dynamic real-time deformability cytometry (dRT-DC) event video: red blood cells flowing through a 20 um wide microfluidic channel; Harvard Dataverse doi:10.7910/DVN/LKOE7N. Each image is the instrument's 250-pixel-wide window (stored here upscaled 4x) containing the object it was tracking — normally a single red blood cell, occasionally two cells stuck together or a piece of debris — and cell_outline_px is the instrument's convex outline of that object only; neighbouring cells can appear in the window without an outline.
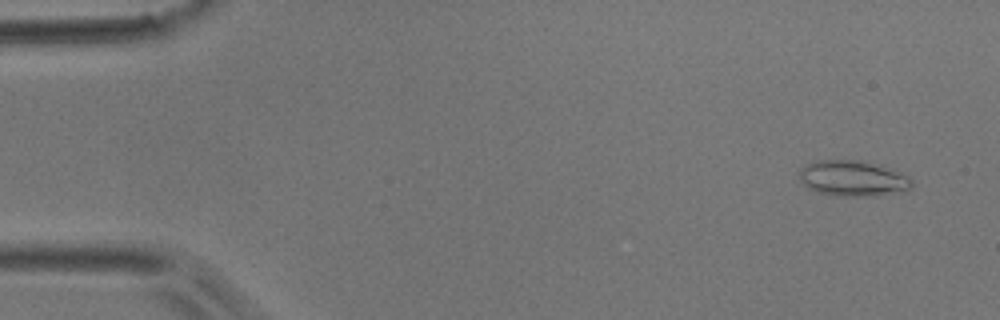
{"species": "common noctule bat (a hibernating species)", "species_latin": "Nyctalus noctula", "temperature_condition": "room temperature", "stored_images_in_passage": 52, "camera_frame_rate_fps": 3000, "um_per_image_px": 0.085, "animal": {"sex": "male", "body_mass_g": 17.9}, "frame": {"image": 1, "passage_image": 3, "time_ms": 0.667, "image_size_px": [1000, 320], "cell_outline_px": [[912, 188], [880, 196], [836, 196], [816, 192], [808, 188], [800, 180], [800, 168], [804, 164], [816, 160], [860, 160], [908, 176], [912, 180]], "centroid_in_image_um": [72.43, 15.18], "position_along_channel_um": 12.6, "area_um2": 23.24}}
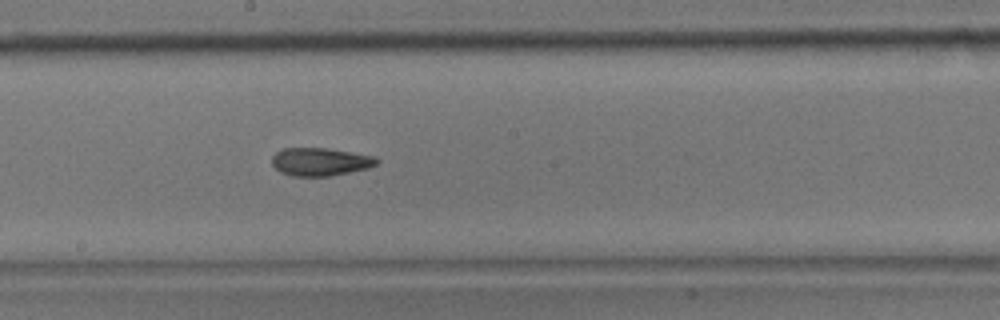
{"frame": {"image": 2, "passage_image": 28, "time_ms": 9.0, "image_size_px": [1000, 320], "cell_outline_px": [[380, 160], [376, 164], [368, 168], [332, 176], [292, 176], [280, 172], [272, 164], [272, 156], [276, 152], [284, 148], [324, 148], [376, 156]], "centroid_in_image_um": [27.22, 13.75], "position_along_channel_um": 221.0, "area_um2": 17.11}}
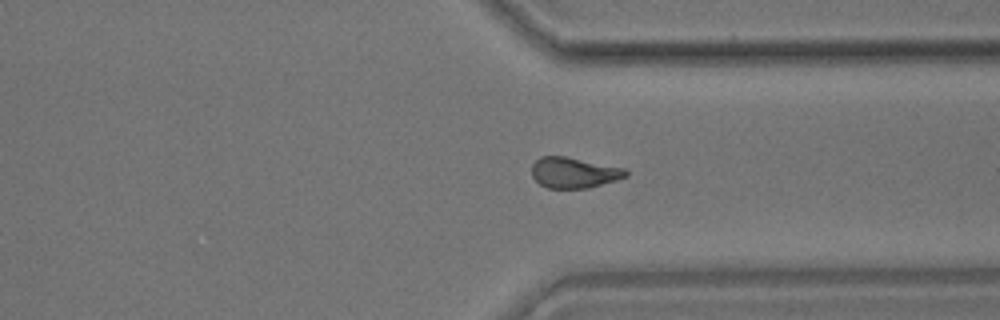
{"frame": {"image": 3, "passage_image": 39, "time_ms": 12.667, "image_size_px": [1000, 320], "cell_outline_px": [[628, 176], [616, 180], [588, 188], [548, 188], [540, 184], [532, 176], [532, 164], [540, 156], [564, 156], [624, 168], [628, 172]], "centroid_in_image_um": [48.77, 14.67], "position_along_channel_um": 362.6, "area_um2": 16.7}, "authors_computed_cell_mechanics": {"area_um2": 17.34, "velocity_mm_per_s": 3.8633, "shape_relaxation_time_tau1_ms": 6.3371, "shape_relaxation_time_tau2_ms": 2.6409, "deformation_change_tau1": 0.1596, "deformation_change_tau2": 0.1054}}